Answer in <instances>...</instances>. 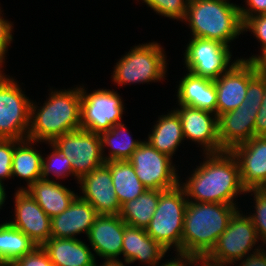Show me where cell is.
Wrapping results in <instances>:
<instances>
[{
	"label": "cell",
	"mask_w": 266,
	"mask_h": 266,
	"mask_svg": "<svg viewBox=\"0 0 266 266\" xmlns=\"http://www.w3.org/2000/svg\"><path fill=\"white\" fill-rule=\"evenodd\" d=\"M202 154L203 161L196 165L191 175L189 173L185 182L182 178L179 182L187 200L238 205V196L244 195L246 190L242 187L235 156L229 150Z\"/></svg>",
	"instance_id": "obj_1"
},
{
	"label": "cell",
	"mask_w": 266,
	"mask_h": 266,
	"mask_svg": "<svg viewBox=\"0 0 266 266\" xmlns=\"http://www.w3.org/2000/svg\"><path fill=\"white\" fill-rule=\"evenodd\" d=\"M43 105L31 102L28 140L51 143L62 134L81 129L80 85L68 89H51Z\"/></svg>",
	"instance_id": "obj_2"
},
{
	"label": "cell",
	"mask_w": 266,
	"mask_h": 266,
	"mask_svg": "<svg viewBox=\"0 0 266 266\" xmlns=\"http://www.w3.org/2000/svg\"><path fill=\"white\" fill-rule=\"evenodd\" d=\"M238 205L188 201L184 213L181 254L206 256L224 233Z\"/></svg>",
	"instance_id": "obj_3"
},
{
	"label": "cell",
	"mask_w": 266,
	"mask_h": 266,
	"mask_svg": "<svg viewBox=\"0 0 266 266\" xmlns=\"http://www.w3.org/2000/svg\"><path fill=\"white\" fill-rule=\"evenodd\" d=\"M238 6L229 0H189L183 23L190 29L191 37L215 40L230 47L243 35Z\"/></svg>",
	"instance_id": "obj_4"
},
{
	"label": "cell",
	"mask_w": 266,
	"mask_h": 266,
	"mask_svg": "<svg viewBox=\"0 0 266 266\" xmlns=\"http://www.w3.org/2000/svg\"><path fill=\"white\" fill-rule=\"evenodd\" d=\"M130 48L114 66L110 77L114 84L123 87L166 80L167 56L160 43L149 41Z\"/></svg>",
	"instance_id": "obj_5"
},
{
	"label": "cell",
	"mask_w": 266,
	"mask_h": 266,
	"mask_svg": "<svg viewBox=\"0 0 266 266\" xmlns=\"http://www.w3.org/2000/svg\"><path fill=\"white\" fill-rule=\"evenodd\" d=\"M187 203L185 191L180 185L170 190H159L156 210L145 230L169 253L173 250L175 254H181V238Z\"/></svg>",
	"instance_id": "obj_6"
},
{
	"label": "cell",
	"mask_w": 266,
	"mask_h": 266,
	"mask_svg": "<svg viewBox=\"0 0 266 266\" xmlns=\"http://www.w3.org/2000/svg\"><path fill=\"white\" fill-rule=\"evenodd\" d=\"M81 85V129L101 134L115 124L122 123L126 107L123 97L117 91L99 88L89 93L88 89Z\"/></svg>",
	"instance_id": "obj_7"
},
{
	"label": "cell",
	"mask_w": 266,
	"mask_h": 266,
	"mask_svg": "<svg viewBox=\"0 0 266 266\" xmlns=\"http://www.w3.org/2000/svg\"><path fill=\"white\" fill-rule=\"evenodd\" d=\"M259 242L251 219L239 209L206 257L215 262L232 265L237 260L261 250L263 246L260 245L263 244H259Z\"/></svg>",
	"instance_id": "obj_8"
},
{
	"label": "cell",
	"mask_w": 266,
	"mask_h": 266,
	"mask_svg": "<svg viewBox=\"0 0 266 266\" xmlns=\"http://www.w3.org/2000/svg\"><path fill=\"white\" fill-rule=\"evenodd\" d=\"M147 189L170 190L179 185L180 174L173 159L143 140L128 160Z\"/></svg>",
	"instance_id": "obj_9"
},
{
	"label": "cell",
	"mask_w": 266,
	"mask_h": 266,
	"mask_svg": "<svg viewBox=\"0 0 266 266\" xmlns=\"http://www.w3.org/2000/svg\"><path fill=\"white\" fill-rule=\"evenodd\" d=\"M51 144L70 159L76 183L84 175L105 164L98 133L79 129L58 136Z\"/></svg>",
	"instance_id": "obj_10"
},
{
	"label": "cell",
	"mask_w": 266,
	"mask_h": 266,
	"mask_svg": "<svg viewBox=\"0 0 266 266\" xmlns=\"http://www.w3.org/2000/svg\"><path fill=\"white\" fill-rule=\"evenodd\" d=\"M186 46L183 65L195 76L217 79L238 60L231 59L229 46L215 40L192 37Z\"/></svg>",
	"instance_id": "obj_11"
},
{
	"label": "cell",
	"mask_w": 266,
	"mask_h": 266,
	"mask_svg": "<svg viewBox=\"0 0 266 266\" xmlns=\"http://www.w3.org/2000/svg\"><path fill=\"white\" fill-rule=\"evenodd\" d=\"M12 76L0 87V138L25 140L29 130L31 98Z\"/></svg>",
	"instance_id": "obj_12"
},
{
	"label": "cell",
	"mask_w": 266,
	"mask_h": 266,
	"mask_svg": "<svg viewBox=\"0 0 266 266\" xmlns=\"http://www.w3.org/2000/svg\"><path fill=\"white\" fill-rule=\"evenodd\" d=\"M254 61L240 59L214 79L217 92L216 116L233 111L245 100L249 80L259 71Z\"/></svg>",
	"instance_id": "obj_13"
},
{
	"label": "cell",
	"mask_w": 266,
	"mask_h": 266,
	"mask_svg": "<svg viewBox=\"0 0 266 266\" xmlns=\"http://www.w3.org/2000/svg\"><path fill=\"white\" fill-rule=\"evenodd\" d=\"M172 108L179 116L185 141L197 143L202 153L224 151L218 138L217 116L215 113L180 105Z\"/></svg>",
	"instance_id": "obj_14"
},
{
	"label": "cell",
	"mask_w": 266,
	"mask_h": 266,
	"mask_svg": "<svg viewBox=\"0 0 266 266\" xmlns=\"http://www.w3.org/2000/svg\"><path fill=\"white\" fill-rule=\"evenodd\" d=\"M14 192V218L8 222L37 246L51 238V218L26 190Z\"/></svg>",
	"instance_id": "obj_15"
},
{
	"label": "cell",
	"mask_w": 266,
	"mask_h": 266,
	"mask_svg": "<svg viewBox=\"0 0 266 266\" xmlns=\"http://www.w3.org/2000/svg\"><path fill=\"white\" fill-rule=\"evenodd\" d=\"M77 184L81 191L78 196L89 202L99 215H119L121 204L106 164L81 177Z\"/></svg>",
	"instance_id": "obj_16"
},
{
	"label": "cell",
	"mask_w": 266,
	"mask_h": 266,
	"mask_svg": "<svg viewBox=\"0 0 266 266\" xmlns=\"http://www.w3.org/2000/svg\"><path fill=\"white\" fill-rule=\"evenodd\" d=\"M230 151L238 162L242 187L266 189V136H254Z\"/></svg>",
	"instance_id": "obj_17"
},
{
	"label": "cell",
	"mask_w": 266,
	"mask_h": 266,
	"mask_svg": "<svg viewBox=\"0 0 266 266\" xmlns=\"http://www.w3.org/2000/svg\"><path fill=\"white\" fill-rule=\"evenodd\" d=\"M260 105L245 101L233 111L217 117L218 138L223 150H231L255 136V118Z\"/></svg>",
	"instance_id": "obj_18"
},
{
	"label": "cell",
	"mask_w": 266,
	"mask_h": 266,
	"mask_svg": "<svg viewBox=\"0 0 266 266\" xmlns=\"http://www.w3.org/2000/svg\"><path fill=\"white\" fill-rule=\"evenodd\" d=\"M126 226L119 215L97 216L86 236L95 258L99 256L104 261L119 260Z\"/></svg>",
	"instance_id": "obj_19"
},
{
	"label": "cell",
	"mask_w": 266,
	"mask_h": 266,
	"mask_svg": "<svg viewBox=\"0 0 266 266\" xmlns=\"http://www.w3.org/2000/svg\"><path fill=\"white\" fill-rule=\"evenodd\" d=\"M99 214L93 206L77 196L70 206L51 218V238H70L83 233L88 235Z\"/></svg>",
	"instance_id": "obj_20"
},
{
	"label": "cell",
	"mask_w": 266,
	"mask_h": 266,
	"mask_svg": "<svg viewBox=\"0 0 266 266\" xmlns=\"http://www.w3.org/2000/svg\"><path fill=\"white\" fill-rule=\"evenodd\" d=\"M167 253L168 251L150 237L144 228L129 225L125 227L122 258L129 265L138 261L145 266H157Z\"/></svg>",
	"instance_id": "obj_21"
},
{
	"label": "cell",
	"mask_w": 266,
	"mask_h": 266,
	"mask_svg": "<svg viewBox=\"0 0 266 266\" xmlns=\"http://www.w3.org/2000/svg\"><path fill=\"white\" fill-rule=\"evenodd\" d=\"M185 73L176 86L177 103L216 114L217 92L214 80Z\"/></svg>",
	"instance_id": "obj_22"
},
{
	"label": "cell",
	"mask_w": 266,
	"mask_h": 266,
	"mask_svg": "<svg viewBox=\"0 0 266 266\" xmlns=\"http://www.w3.org/2000/svg\"><path fill=\"white\" fill-rule=\"evenodd\" d=\"M53 266H94L92 248L81 238H50L43 245Z\"/></svg>",
	"instance_id": "obj_23"
},
{
	"label": "cell",
	"mask_w": 266,
	"mask_h": 266,
	"mask_svg": "<svg viewBox=\"0 0 266 266\" xmlns=\"http://www.w3.org/2000/svg\"><path fill=\"white\" fill-rule=\"evenodd\" d=\"M26 191L50 218L66 210L78 196V192L75 193L62 185V182L59 183L51 178L35 181Z\"/></svg>",
	"instance_id": "obj_24"
},
{
	"label": "cell",
	"mask_w": 266,
	"mask_h": 266,
	"mask_svg": "<svg viewBox=\"0 0 266 266\" xmlns=\"http://www.w3.org/2000/svg\"><path fill=\"white\" fill-rule=\"evenodd\" d=\"M37 143L32 140H21L15 147L12 158V179L15 177L25 180L26 186H19L17 190L28 189L35 181L42 178V159L43 154L41 150L35 147Z\"/></svg>",
	"instance_id": "obj_25"
},
{
	"label": "cell",
	"mask_w": 266,
	"mask_h": 266,
	"mask_svg": "<svg viewBox=\"0 0 266 266\" xmlns=\"http://www.w3.org/2000/svg\"><path fill=\"white\" fill-rule=\"evenodd\" d=\"M151 130L145 140L153 148L171 158L176 154L178 147L185 142L181 120L174 110L159 115Z\"/></svg>",
	"instance_id": "obj_26"
},
{
	"label": "cell",
	"mask_w": 266,
	"mask_h": 266,
	"mask_svg": "<svg viewBox=\"0 0 266 266\" xmlns=\"http://www.w3.org/2000/svg\"><path fill=\"white\" fill-rule=\"evenodd\" d=\"M102 154L105 161L129 160L143 140L133 139L126 124L119 123L100 134ZM108 149V154L105 151Z\"/></svg>",
	"instance_id": "obj_27"
},
{
	"label": "cell",
	"mask_w": 266,
	"mask_h": 266,
	"mask_svg": "<svg viewBox=\"0 0 266 266\" xmlns=\"http://www.w3.org/2000/svg\"><path fill=\"white\" fill-rule=\"evenodd\" d=\"M112 176V183L120 204L138 198L146 191V187L139 180L134 167L128 160L105 161Z\"/></svg>",
	"instance_id": "obj_28"
},
{
	"label": "cell",
	"mask_w": 266,
	"mask_h": 266,
	"mask_svg": "<svg viewBox=\"0 0 266 266\" xmlns=\"http://www.w3.org/2000/svg\"><path fill=\"white\" fill-rule=\"evenodd\" d=\"M159 201V190L146 189L138 198L121 205L119 216L129 226L144 228L149 225Z\"/></svg>",
	"instance_id": "obj_29"
},
{
	"label": "cell",
	"mask_w": 266,
	"mask_h": 266,
	"mask_svg": "<svg viewBox=\"0 0 266 266\" xmlns=\"http://www.w3.org/2000/svg\"><path fill=\"white\" fill-rule=\"evenodd\" d=\"M37 245L8 221L0 224V260L12 261L30 253Z\"/></svg>",
	"instance_id": "obj_30"
},
{
	"label": "cell",
	"mask_w": 266,
	"mask_h": 266,
	"mask_svg": "<svg viewBox=\"0 0 266 266\" xmlns=\"http://www.w3.org/2000/svg\"><path fill=\"white\" fill-rule=\"evenodd\" d=\"M51 148L50 154H44L42 159V178L50 179L49 177L56 176L55 179H65L69 176L75 177L73 175L70 159L64 156L57 148H55L51 143H47Z\"/></svg>",
	"instance_id": "obj_31"
},
{
	"label": "cell",
	"mask_w": 266,
	"mask_h": 266,
	"mask_svg": "<svg viewBox=\"0 0 266 266\" xmlns=\"http://www.w3.org/2000/svg\"><path fill=\"white\" fill-rule=\"evenodd\" d=\"M251 193V195L249 194ZM245 195L253 197V213L247 212V216L255 226L259 240L266 246V189H252L246 191ZM255 205V206H254ZM250 213V214H249Z\"/></svg>",
	"instance_id": "obj_32"
},
{
	"label": "cell",
	"mask_w": 266,
	"mask_h": 266,
	"mask_svg": "<svg viewBox=\"0 0 266 266\" xmlns=\"http://www.w3.org/2000/svg\"><path fill=\"white\" fill-rule=\"evenodd\" d=\"M139 2V0H136ZM157 15L181 21L186 17L189 0H140Z\"/></svg>",
	"instance_id": "obj_33"
},
{
	"label": "cell",
	"mask_w": 266,
	"mask_h": 266,
	"mask_svg": "<svg viewBox=\"0 0 266 266\" xmlns=\"http://www.w3.org/2000/svg\"><path fill=\"white\" fill-rule=\"evenodd\" d=\"M251 32L260 43V51L259 54H253L251 57L248 58H240L247 61H256L259 57H261L266 52V14L264 15H257L248 18L243 23V33Z\"/></svg>",
	"instance_id": "obj_34"
},
{
	"label": "cell",
	"mask_w": 266,
	"mask_h": 266,
	"mask_svg": "<svg viewBox=\"0 0 266 266\" xmlns=\"http://www.w3.org/2000/svg\"><path fill=\"white\" fill-rule=\"evenodd\" d=\"M16 139L0 138V182L12 179V158L14 147L19 143Z\"/></svg>",
	"instance_id": "obj_35"
},
{
	"label": "cell",
	"mask_w": 266,
	"mask_h": 266,
	"mask_svg": "<svg viewBox=\"0 0 266 266\" xmlns=\"http://www.w3.org/2000/svg\"><path fill=\"white\" fill-rule=\"evenodd\" d=\"M265 91V72L259 70L248 83L245 102L252 105H261Z\"/></svg>",
	"instance_id": "obj_36"
},
{
	"label": "cell",
	"mask_w": 266,
	"mask_h": 266,
	"mask_svg": "<svg viewBox=\"0 0 266 266\" xmlns=\"http://www.w3.org/2000/svg\"><path fill=\"white\" fill-rule=\"evenodd\" d=\"M14 266H53L42 246H36L30 253L14 261Z\"/></svg>",
	"instance_id": "obj_37"
},
{
	"label": "cell",
	"mask_w": 266,
	"mask_h": 266,
	"mask_svg": "<svg viewBox=\"0 0 266 266\" xmlns=\"http://www.w3.org/2000/svg\"><path fill=\"white\" fill-rule=\"evenodd\" d=\"M3 10L0 7V62L5 63V57H7L6 53L8 52V48L11 46L10 44L13 42V30H14V22L8 21L3 16Z\"/></svg>",
	"instance_id": "obj_38"
},
{
	"label": "cell",
	"mask_w": 266,
	"mask_h": 266,
	"mask_svg": "<svg viewBox=\"0 0 266 266\" xmlns=\"http://www.w3.org/2000/svg\"><path fill=\"white\" fill-rule=\"evenodd\" d=\"M244 2L246 6L244 4L238 6L243 23L252 16L266 14V0H244Z\"/></svg>",
	"instance_id": "obj_39"
},
{
	"label": "cell",
	"mask_w": 266,
	"mask_h": 266,
	"mask_svg": "<svg viewBox=\"0 0 266 266\" xmlns=\"http://www.w3.org/2000/svg\"><path fill=\"white\" fill-rule=\"evenodd\" d=\"M255 136H266V72L263 100L255 118Z\"/></svg>",
	"instance_id": "obj_40"
},
{
	"label": "cell",
	"mask_w": 266,
	"mask_h": 266,
	"mask_svg": "<svg viewBox=\"0 0 266 266\" xmlns=\"http://www.w3.org/2000/svg\"><path fill=\"white\" fill-rule=\"evenodd\" d=\"M266 247H263L261 250H258L255 253L249 254L245 258L239 259L232 265L235 266H266Z\"/></svg>",
	"instance_id": "obj_41"
},
{
	"label": "cell",
	"mask_w": 266,
	"mask_h": 266,
	"mask_svg": "<svg viewBox=\"0 0 266 266\" xmlns=\"http://www.w3.org/2000/svg\"><path fill=\"white\" fill-rule=\"evenodd\" d=\"M173 258V259H172ZM165 259V262L157 266H195V256L176 253L175 257Z\"/></svg>",
	"instance_id": "obj_42"
},
{
	"label": "cell",
	"mask_w": 266,
	"mask_h": 266,
	"mask_svg": "<svg viewBox=\"0 0 266 266\" xmlns=\"http://www.w3.org/2000/svg\"><path fill=\"white\" fill-rule=\"evenodd\" d=\"M195 266H231L212 261L206 256H195Z\"/></svg>",
	"instance_id": "obj_43"
},
{
	"label": "cell",
	"mask_w": 266,
	"mask_h": 266,
	"mask_svg": "<svg viewBox=\"0 0 266 266\" xmlns=\"http://www.w3.org/2000/svg\"><path fill=\"white\" fill-rule=\"evenodd\" d=\"M97 264H98V262H96L94 266H98ZM127 264H129V263H127L125 261H121V259H119V260H106V261L103 260V263H101L99 266H128Z\"/></svg>",
	"instance_id": "obj_44"
},
{
	"label": "cell",
	"mask_w": 266,
	"mask_h": 266,
	"mask_svg": "<svg viewBox=\"0 0 266 266\" xmlns=\"http://www.w3.org/2000/svg\"><path fill=\"white\" fill-rule=\"evenodd\" d=\"M6 187L4 185V183L0 182V209L2 210V206H5L4 203L6 201L7 198V194H6Z\"/></svg>",
	"instance_id": "obj_45"
},
{
	"label": "cell",
	"mask_w": 266,
	"mask_h": 266,
	"mask_svg": "<svg viewBox=\"0 0 266 266\" xmlns=\"http://www.w3.org/2000/svg\"><path fill=\"white\" fill-rule=\"evenodd\" d=\"M255 62L257 63L261 71L266 72V52L261 57H259Z\"/></svg>",
	"instance_id": "obj_46"
},
{
	"label": "cell",
	"mask_w": 266,
	"mask_h": 266,
	"mask_svg": "<svg viewBox=\"0 0 266 266\" xmlns=\"http://www.w3.org/2000/svg\"><path fill=\"white\" fill-rule=\"evenodd\" d=\"M4 64L5 63L0 62V87L11 77L10 75H6V73H4L5 70L2 69Z\"/></svg>",
	"instance_id": "obj_47"
},
{
	"label": "cell",
	"mask_w": 266,
	"mask_h": 266,
	"mask_svg": "<svg viewBox=\"0 0 266 266\" xmlns=\"http://www.w3.org/2000/svg\"><path fill=\"white\" fill-rule=\"evenodd\" d=\"M0 266H14V262H12V261H1L0 260Z\"/></svg>",
	"instance_id": "obj_48"
}]
</instances>
